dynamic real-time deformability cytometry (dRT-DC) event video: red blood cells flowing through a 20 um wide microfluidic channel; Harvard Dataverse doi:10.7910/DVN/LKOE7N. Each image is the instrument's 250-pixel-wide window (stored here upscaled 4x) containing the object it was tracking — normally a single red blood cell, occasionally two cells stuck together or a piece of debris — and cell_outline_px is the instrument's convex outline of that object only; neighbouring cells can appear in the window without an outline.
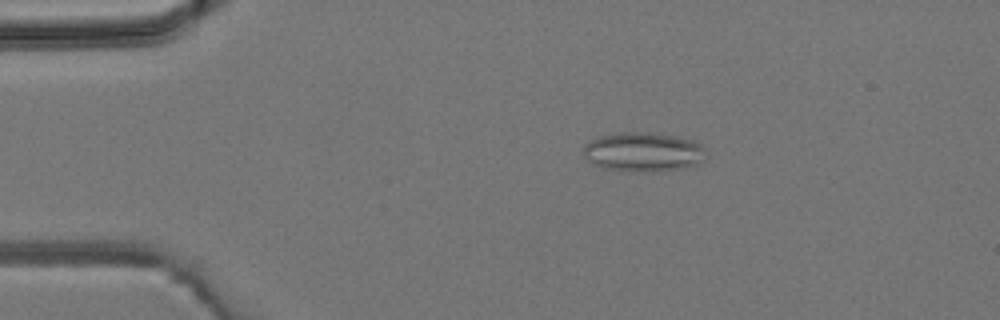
{"species": "common noctule bat (a hibernating species)", "species_latin": "Nyctalus noctula", "temperature_condition": "room temperature", "stored_images_in_passage": 4, "camera_frame_rate_fps": 3000, "um_per_image_px": 0.085, "animal": {"sex": "male", "body_mass_g": 19.2, "forearm_length_mm": 51.8}, "frame": {"image": 1, "passage_image": 2, "time_ms": 1.0, "image_size_px": [1000, 320], "cell_outline_px": [[704, 148], [700, 160], [696, 164], [684, 168], [604, 168], [592, 164], [584, 156], [584, 144], [596, 136], [620, 132], [648, 132], [676, 136], [696, 140]], "centroid_in_image_um": [54.61, 12.83], "position_along_channel_um": 30.4, "area_um2": 26.82}}